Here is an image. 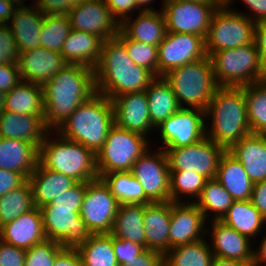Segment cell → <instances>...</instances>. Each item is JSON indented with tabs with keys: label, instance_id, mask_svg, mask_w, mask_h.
Returning <instances> with one entry per match:
<instances>
[{
	"label": "cell",
	"instance_id": "6da1fadb",
	"mask_svg": "<svg viewBox=\"0 0 266 266\" xmlns=\"http://www.w3.org/2000/svg\"><path fill=\"white\" fill-rule=\"evenodd\" d=\"M42 88L44 123L50 131H55L78 106L96 93L94 69L67 64Z\"/></svg>",
	"mask_w": 266,
	"mask_h": 266
},
{
	"label": "cell",
	"instance_id": "7a4b0ae2",
	"mask_svg": "<svg viewBox=\"0 0 266 266\" xmlns=\"http://www.w3.org/2000/svg\"><path fill=\"white\" fill-rule=\"evenodd\" d=\"M94 75L96 92L110 100L126 93L145 91L157 78L152 71L132 61L117 37L103 41Z\"/></svg>",
	"mask_w": 266,
	"mask_h": 266
},
{
	"label": "cell",
	"instance_id": "3957f363",
	"mask_svg": "<svg viewBox=\"0 0 266 266\" xmlns=\"http://www.w3.org/2000/svg\"><path fill=\"white\" fill-rule=\"evenodd\" d=\"M205 112L206 119L211 120L210 126L206 125V137L225 150L252 134L242 87H218Z\"/></svg>",
	"mask_w": 266,
	"mask_h": 266
},
{
	"label": "cell",
	"instance_id": "277c9868",
	"mask_svg": "<svg viewBox=\"0 0 266 266\" xmlns=\"http://www.w3.org/2000/svg\"><path fill=\"white\" fill-rule=\"evenodd\" d=\"M114 124L112 101L96 92L55 131L65 139L82 144L96 155Z\"/></svg>",
	"mask_w": 266,
	"mask_h": 266
},
{
	"label": "cell",
	"instance_id": "5b68a950",
	"mask_svg": "<svg viewBox=\"0 0 266 266\" xmlns=\"http://www.w3.org/2000/svg\"><path fill=\"white\" fill-rule=\"evenodd\" d=\"M51 132L57 136L51 138ZM39 162L46 169L70 176L77 182L99 178L95 154L82 144L63 138L58 132L49 131L45 136L39 149Z\"/></svg>",
	"mask_w": 266,
	"mask_h": 266
},
{
	"label": "cell",
	"instance_id": "8992f818",
	"mask_svg": "<svg viewBox=\"0 0 266 266\" xmlns=\"http://www.w3.org/2000/svg\"><path fill=\"white\" fill-rule=\"evenodd\" d=\"M163 78L172 87L180 108L206 111L218 88L208 56L174 68Z\"/></svg>",
	"mask_w": 266,
	"mask_h": 266
},
{
	"label": "cell",
	"instance_id": "52a82bcc",
	"mask_svg": "<svg viewBox=\"0 0 266 266\" xmlns=\"http://www.w3.org/2000/svg\"><path fill=\"white\" fill-rule=\"evenodd\" d=\"M209 57L218 87H243L266 79L255 42L214 52Z\"/></svg>",
	"mask_w": 266,
	"mask_h": 266
},
{
	"label": "cell",
	"instance_id": "ba28073f",
	"mask_svg": "<svg viewBox=\"0 0 266 266\" xmlns=\"http://www.w3.org/2000/svg\"><path fill=\"white\" fill-rule=\"evenodd\" d=\"M148 139L114 124L102 148L95 155L98 177L112 172L131 171L133 163L150 149Z\"/></svg>",
	"mask_w": 266,
	"mask_h": 266
},
{
	"label": "cell",
	"instance_id": "9c48e42d",
	"mask_svg": "<svg viewBox=\"0 0 266 266\" xmlns=\"http://www.w3.org/2000/svg\"><path fill=\"white\" fill-rule=\"evenodd\" d=\"M255 22L228 6L218 7L210 21L206 53L228 50L254 43Z\"/></svg>",
	"mask_w": 266,
	"mask_h": 266
},
{
	"label": "cell",
	"instance_id": "30bf717a",
	"mask_svg": "<svg viewBox=\"0 0 266 266\" xmlns=\"http://www.w3.org/2000/svg\"><path fill=\"white\" fill-rule=\"evenodd\" d=\"M167 32L190 33L206 39L211 17L218 6L212 1L163 2Z\"/></svg>",
	"mask_w": 266,
	"mask_h": 266
},
{
	"label": "cell",
	"instance_id": "8fae6325",
	"mask_svg": "<svg viewBox=\"0 0 266 266\" xmlns=\"http://www.w3.org/2000/svg\"><path fill=\"white\" fill-rule=\"evenodd\" d=\"M118 207V200L101 178L87 182L79 214L91 234H110Z\"/></svg>",
	"mask_w": 266,
	"mask_h": 266
},
{
	"label": "cell",
	"instance_id": "7c38bea8",
	"mask_svg": "<svg viewBox=\"0 0 266 266\" xmlns=\"http://www.w3.org/2000/svg\"><path fill=\"white\" fill-rule=\"evenodd\" d=\"M206 112L201 109L180 108L158 127L163 145L159 149L194 145L206 137Z\"/></svg>",
	"mask_w": 266,
	"mask_h": 266
},
{
	"label": "cell",
	"instance_id": "4fadbf2b",
	"mask_svg": "<svg viewBox=\"0 0 266 266\" xmlns=\"http://www.w3.org/2000/svg\"><path fill=\"white\" fill-rule=\"evenodd\" d=\"M163 150L170 171H195L207 180L215 178L219 159L225 152L222 146L207 137L194 145Z\"/></svg>",
	"mask_w": 266,
	"mask_h": 266
},
{
	"label": "cell",
	"instance_id": "5bb4252c",
	"mask_svg": "<svg viewBox=\"0 0 266 266\" xmlns=\"http://www.w3.org/2000/svg\"><path fill=\"white\" fill-rule=\"evenodd\" d=\"M130 172L151 202L170 201V169L163 149H149L133 163Z\"/></svg>",
	"mask_w": 266,
	"mask_h": 266
},
{
	"label": "cell",
	"instance_id": "9a60e30c",
	"mask_svg": "<svg viewBox=\"0 0 266 266\" xmlns=\"http://www.w3.org/2000/svg\"><path fill=\"white\" fill-rule=\"evenodd\" d=\"M40 210L46 238L59 243L63 248H77L90 237L91 233L81 218L80 211L52 207L50 204Z\"/></svg>",
	"mask_w": 266,
	"mask_h": 266
},
{
	"label": "cell",
	"instance_id": "2e32d148",
	"mask_svg": "<svg viewBox=\"0 0 266 266\" xmlns=\"http://www.w3.org/2000/svg\"><path fill=\"white\" fill-rule=\"evenodd\" d=\"M207 57L205 38L190 33L167 32L158 45V77L187 63Z\"/></svg>",
	"mask_w": 266,
	"mask_h": 266
},
{
	"label": "cell",
	"instance_id": "e0dca14e",
	"mask_svg": "<svg viewBox=\"0 0 266 266\" xmlns=\"http://www.w3.org/2000/svg\"><path fill=\"white\" fill-rule=\"evenodd\" d=\"M68 16L71 29L95 34L103 41L116 37L120 29L105 0H79Z\"/></svg>",
	"mask_w": 266,
	"mask_h": 266
},
{
	"label": "cell",
	"instance_id": "ac0fdd59",
	"mask_svg": "<svg viewBox=\"0 0 266 266\" xmlns=\"http://www.w3.org/2000/svg\"><path fill=\"white\" fill-rule=\"evenodd\" d=\"M207 220L195 203L171 202L169 250L204 239Z\"/></svg>",
	"mask_w": 266,
	"mask_h": 266
},
{
	"label": "cell",
	"instance_id": "d6986e66",
	"mask_svg": "<svg viewBox=\"0 0 266 266\" xmlns=\"http://www.w3.org/2000/svg\"><path fill=\"white\" fill-rule=\"evenodd\" d=\"M111 101L114 110V121L117 126L146 137L151 134V131H154L155 128L152 126L149 117L145 91L119 95Z\"/></svg>",
	"mask_w": 266,
	"mask_h": 266
},
{
	"label": "cell",
	"instance_id": "ffe728a7",
	"mask_svg": "<svg viewBox=\"0 0 266 266\" xmlns=\"http://www.w3.org/2000/svg\"><path fill=\"white\" fill-rule=\"evenodd\" d=\"M210 224L211 227L208 226L206 231L209 234H206V236L212 237H210L211 241L209 239L208 242H211L209 245L214 256L253 263L254 250L249 238L220 220H210ZM208 228H211V230Z\"/></svg>",
	"mask_w": 266,
	"mask_h": 266
},
{
	"label": "cell",
	"instance_id": "44dd1931",
	"mask_svg": "<svg viewBox=\"0 0 266 266\" xmlns=\"http://www.w3.org/2000/svg\"><path fill=\"white\" fill-rule=\"evenodd\" d=\"M17 64L23 81L39 85L52 79L67 65L59 52L41 46L20 53Z\"/></svg>",
	"mask_w": 266,
	"mask_h": 266
},
{
	"label": "cell",
	"instance_id": "7402d4cb",
	"mask_svg": "<svg viewBox=\"0 0 266 266\" xmlns=\"http://www.w3.org/2000/svg\"><path fill=\"white\" fill-rule=\"evenodd\" d=\"M0 239L22 249H30L46 240L41 210L37 207L21 214L0 228Z\"/></svg>",
	"mask_w": 266,
	"mask_h": 266
},
{
	"label": "cell",
	"instance_id": "603a6c76",
	"mask_svg": "<svg viewBox=\"0 0 266 266\" xmlns=\"http://www.w3.org/2000/svg\"><path fill=\"white\" fill-rule=\"evenodd\" d=\"M50 130L44 116H33L3 111L0 114V137L30 142L38 149Z\"/></svg>",
	"mask_w": 266,
	"mask_h": 266
},
{
	"label": "cell",
	"instance_id": "cb8c5ba5",
	"mask_svg": "<svg viewBox=\"0 0 266 266\" xmlns=\"http://www.w3.org/2000/svg\"><path fill=\"white\" fill-rule=\"evenodd\" d=\"M33 6H26L24 3L18 5L7 23L16 41L19 54L40 46L44 15L35 5Z\"/></svg>",
	"mask_w": 266,
	"mask_h": 266
},
{
	"label": "cell",
	"instance_id": "d4e9b609",
	"mask_svg": "<svg viewBox=\"0 0 266 266\" xmlns=\"http://www.w3.org/2000/svg\"><path fill=\"white\" fill-rule=\"evenodd\" d=\"M244 167L253 183L266 180V137L250 134L227 150Z\"/></svg>",
	"mask_w": 266,
	"mask_h": 266
},
{
	"label": "cell",
	"instance_id": "484cf974",
	"mask_svg": "<svg viewBox=\"0 0 266 266\" xmlns=\"http://www.w3.org/2000/svg\"><path fill=\"white\" fill-rule=\"evenodd\" d=\"M102 43L95 34L71 29L60 54L67 64L95 69L101 58Z\"/></svg>",
	"mask_w": 266,
	"mask_h": 266
},
{
	"label": "cell",
	"instance_id": "4316f807",
	"mask_svg": "<svg viewBox=\"0 0 266 266\" xmlns=\"http://www.w3.org/2000/svg\"><path fill=\"white\" fill-rule=\"evenodd\" d=\"M171 201L144 205L146 249L162 253L169 250Z\"/></svg>",
	"mask_w": 266,
	"mask_h": 266
},
{
	"label": "cell",
	"instance_id": "83f0119b",
	"mask_svg": "<svg viewBox=\"0 0 266 266\" xmlns=\"http://www.w3.org/2000/svg\"><path fill=\"white\" fill-rule=\"evenodd\" d=\"M39 163V149L30 142L0 137V169L23 174L27 179Z\"/></svg>",
	"mask_w": 266,
	"mask_h": 266
},
{
	"label": "cell",
	"instance_id": "f1b7e54d",
	"mask_svg": "<svg viewBox=\"0 0 266 266\" xmlns=\"http://www.w3.org/2000/svg\"><path fill=\"white\" fill-rule=\"evenodd\" d=\"M28 181L32 188L34 205L39 209L77 183L70 176L46 169L40 162Z\"/></svg>",
	"mask_w": 266,
	"mask_h": 266
},
{
	"label": "cell",
	"instance_id": "f546056e",
	"mask_svg": "<svg viewBox=\"0 0 266 266\" xmlns=\"http://www.w3.org/2000/svg\"><path fill=\"white\" fill-rule=\"evenodd\" d=\"M127 18L120 29L131 39L158 46L167 33L162 10L142 11L136 18Z\"/></svg>",
	"mask_w": 266,
	"mask_h": 266
},
{
	"label": "cell",
	"instance_id": "4dcf8cb0",
	"mask_svg": "<svg viewBox=\"0 0 266 266\" xmlns=\"http://www.w3.org/2000/svg\"><path fill=\"white\" fill-rule=\"evenodd\" d=\"M215 178L235 201L250 200L254 183L243 165L227 150L221 155Z\"/></svg>",
	"mask_w": 266,
	"mask_h": 266
},
{
	"label": "cell",
	"instance_id": "1f68e13d",
	"mask_svg": "<svg viewBox=\"0 0 266 266\" xmlns=\"http://www.w3.org/2000/svg\"><path fill=\"white\" fill-rule=\"evenodd\" d=\"M144 205L119 204L110 234L122 240L132 241L146 249Z\"/></svg>",
	"mask_w": 266,
	"mask_h": 266
},
{
	"label": "cell",
	"instance_id": "d6a6232c",
	"mask_svg": "<svg viewBox=\"0 0 266 266\" xmlns=\"http://www.w3.org/2000/svg\"><path fill=\"white\" fill-rule=\"evenodd\" d=\"M4 111L44 116L42 85L22 80L5 94Z\"/></svg>",
	"mask_w": 266,
	"mask_h": 266
},
{
	"label": "cell",
	"instance_id": "836d02e7",
	"mask_svg": "<svg viewBox=\"0 0 266 266\" xmlns=\"http://www.w3.org/2000/svg\"><path fill=\"white\" fill-rule=\"evenodd\" d=\"M220 221L254 241L255 236L259 233L262 235L261 231L266 224V219L250 200L234 201Z\"/></svg>",
	"mask_w": 266,
	"mask_h": 266
},
{
	"label": "cell",
	"instance_id": "e575fe53",
	"mask_svg": "<svg viewBox=\"0 0 266 266\" xmlns=\"http://www.w3.org/2000/svg\"><path fill=\"white\" fill-rule=\"evenodd\" d=\"M145 92L149 117L154 128L180 109L172 87L163 77H157Z\"/></svg>",
	"mask_w": 266,
	"mask_h": 266
},
{
	"label": "cell",
	"instance_id": "d590c367",
	"mask_svg": "<svg viewBox=\"0 0 266 266\" xmlns=\"http://www.w3.org/2000/svg\"><path fill=\"white\" fill-rule=\"evenodd\" d=\"M204 238L171 248L163 255L164 266H212L214 254Z\"/></svg>",
	"mask_w": 266,
	"mask_h": 266
},
{
	"label": "cell",
	"instance_id": "8d00e7d4",
	"mask_svg": "<svg viewBox=\"0 0 266 266\" xmlns=\"http://www.w3.org/2000/svg\"><path fill=\"white\" fill-rule=\"evenodd\" d=\"M119 204H149L143 187L130 171L112 172L101 177Z\"/></svg>",
	"mask_w": 266,
	"mask_h": 266
},
{
	"label": "cell",
	"instance_id": "74e56055",
	"mask_svg": "<svg viewBox=\"0 0 266 266\" xmlns=\"http://www.w3.org/2000/svg\"><path fill=\"white\" fill-rule=\"evenodd\" d=\"M82 266H119L111 234H91L77 248Z\"/></svg>",
	"mask_w": 266,
	"mask_h": 266
},
{
	"label": "cell",
	"instance_id": "f35d334b",
	"mask_svg": "<svg viewBox=\"0 0 266 266\" xmlns=\"http://www.w3.org/2000/svg\"><path fill=\"white\" fill-rule=\"evenodd\" d=\"M234 201L222 184L216 178H212L205 182L195 204L204 213L206 219L212 216L210 218L212 221L221 220Z\"/></svg>",
	"mask_w": 266,
	"mask_h": 266
},
{
	"label": "cell",
	"instance_id": "ab89813d",
	"mask_svg": "<svg viewBox=\"0 0 266 266\" xmlns=\"http://www.w3.org/2000/svg\"><path fill=\"white\" fill-rule=\"evenodd\" d=\"M247 120L253 134L266 133V79L243 86Z\"/></svg>",
	"mask_w": 266,
	"mask_h": 266
},
{
	"label": "cell",
	"instance_id": "60d3db41",
	"mask_svg": "<svg viewBox=\"0 0 266 266\" xmlns=\"http://www.w3.org/2000/svg\"><path fill=\"white\" fill-rule=\"evenodd\" d=\"M35 208L29 181L0 197V228Z\"/></svg>",
	"mask_w": 266,
	"mask_h": 266
},
{
	"label": "cell",
	"instance_id": "b9f144b4",
	"mask_svg": "<svg viewBox=\"0 0 266 266\" xmlns=\"http://www.w3.org/2000/svg\"><path fill=\"white\" fill-rule=\"evenodd\" d=\"M207 179L195 171H170V201L175 203H195ZM194 198L191 201L183 198ZM183 200V201H182ZM194 201V202H193Z\"/></svg>",
	"mask_w": 266,
	"mask_h": 266
},
{
	"label": "cell",
	"instance_id": "7bdbcfd3",
	"mask_svg": "<svg viewBox=\"0 0 266 266\" xmlns=\"http://www.w3.org/2000/svg\"><path fill=\"white\" fill-rule=\"evenodd\" d=\"M70 30L71 23L68 15H44L40 46L61 53Z\"/></svg>",
	"mask_w": 266,
	"mask_h": 266
},
{
	"label": "cell",
	"instance_id": "ee69618b",
	"mask_svg": "<svg viewBox=\"0 0 266 266\" xmlns=\"http://www.w3.org/2000/svg\"><path fill=\"white\" fill-rule=\"evenodd\" d=\"M124 45L132 61L152 71L158 77V46L135 41L121 29L116 36Z\"/></svg>",
	"mask_w": 266,
	"mask_h": 266
},
{
	"label": "cell",
	"instance_id": "f6af8a7d",
	"mask_svg": "<svg viewBox=\"0 0 266 266\" xmlns=\"http://www.w3.org/2000/svg\"><path fill=\"white\" fill-rule=\"evenodd\" d=\"M62 249L59 243L46 239L26 250L24 266H53L56 255Z\"/></svg>",
	"mask_w": 266,
	"mask_h": 266
},
{
	"label": "cell",
	"instance_id": "bcb514c9",
	"mask_svg": "<svg viewBox=\"0 0 266 266\" xmlns=\"http://www.w3.org/2000/svg\"><path fill=\"white\" fill-rule=\"evenodd\" d=\"M86 188L87 182H77L74 186L58 195L50 205L52 207L73 208V211H80Z\"/></svg>",
	"mask_w": 266,
	"mask_h": 266
},
{
	"label": "cell",
	"instance_id": "7dc6e473",
	"mask_svg": "<svg viewBox=\"0 0 266 266\" xmlns=\"http://www.w3.org/2000/svg\"><path fill=\"white\" fill-rule=\"evenodd\" d=\"M19 51L9 25L0 24V64L17 63Z\"/></svg>",
	"mask_w": 266,
	"mask_h": 266
},
{
	"label": "cell",
	"instance_id": "c3c4849f",
	"mask_svg": "<svg viewBox=\"0 0 266 266\" xmlns=\"http://www.w3.org/2000/svg\"><path fill=\"white\" fill-rule=\"evenodd\" d=\"M112 246L118 265H127L134 257L142 253L145 248L132 241L117 239L112 236Z\"/></svg>",
	"mask_w": 266,
	"mask_h": 266
},
{
	"label": "cell",
	"instance_id": "681fc988",
	"mask_svg": "<svg viewBox=\"0 0 266 266\" xmlns=\"http://www.w3.org/2000/svg\"><path fill=\"white\" fill-rule=\"evenodd\" d=\"M77 0H35L33 4L43 15H68Z\"/></svg>",
	"mask_w": 266,
	"mask_h": 266
},
{
	"label": "cell",
	"instance_id": "f907efd6",
	"mask_svg": "<svg viewBox=\"0 0 266 266\" xmlns=\"http://www.w3.org/2000/svg\"><path fill=\"white\" fill-rule=\"evenodd\" d=\"M26 250L0 239V266H24Z\"/></svg>",
	"mask_w": 266,
	"mask_h": 266
},
{
	"label": "cell",
	"instance_id": "816d5d0a",
	"mask_svg": "<svg viewBox=\"0 0 266 266\" xmlns=\"http://www.w3.org/2000/svg\"><path fill=\"white\" fill-rule=\"evenodd\" d=\"M112 17L121 25L135 11L142 12L135 0H105ZM137 9V10H136ZM131 13V14H130Z\"/></svg>",
	"mask_w": 266,
	"mask_h": 266
},
{
	"label": "cell",
	"instance_id": "f5cc1de1",
	"mask_svg": "<svg viewBox=\"0 0 266 266\" xmlns=\"http://www.w3.org/2000/svg\"><path fill=\"white\" fill-rule=\"evenodd\" d=\"M21 81L17 63L0 64V91L6 94Z\"/></svg>",
	"mask_w": 266,
	"mask_h": 266
},
{
	"label": "cell",
	"instance_id": "db71d44e",
	"mask_svg": "<svg viewBox=\"0 0 266 266\" xmlns=\"http://www.w3.org/2000/svg\"><path fill=\"white\" fill-rule=\"evenodd\" d=\"M27 180L21 173L0 169V197L23 185Z\"/></svg>",
	"mask_w": 266,
	"mask_h": 266
},
{
	"label": "cell",
	"instance_id": "11a10c76",
	"mask_svg": "<svg viewBox=\"0 0 266 266\" xmlns=\"http://www.w3.org/2000/svg\"><path fill=\"white\" fill-rule=\"evenodd\" d=\"M119 266H164L163 254L155 250L145 249L127 265Z\"/></svg>",
	"mask_w": 266,
	"mask_h": 266
},
{
	"label": "cell",
	"instance_id": "9f6ffc18",
	"mask_svg": "<svg viewBox=\"0 0 266 266\" xmlns=\"http://www.w3.org/2000/svg\"><path fill=\"white\" fill-rule=\"evenodd\" d=\"M254 42L257 46L261 66L266 74V20L255 23Z\"/></svg>",
	"mask_w": 266,
	"mask_h": 266
},
{
	"label": "cell",
	"instance_id": "6f0895ef",
	"mask_svg": "<svg viewBox=\"0 0 266 266\" xmlns=\"http://www.w3.org/2000/svg\"><path fill=\"white\" fill-rule=\"evenodd\" d=\"M236 0H233L235 2ZM245 7L248 8L250 14L243 12L242 14L246 15L249 19L255 23L266 20V0H241Z\"/></svg>",
	"mask_w": 266,
	"mask_h": 266
},
{
	"label": "cell",
	"instance_id": "680465c9",
	"mask_svg": "<svg viewBox=\"0 0 266 266\" xmlns=\"http://www.w3.org/2000/svg\"><path fill=\"white\" fill-rule=\"evenodd\" d=\"M250 201L266 219V180L254 183Z\"/></svg>",
	"mask_w": 266,
	"mask_h": 266
},
{
	"label": "cell",
	"instance_id": "91938a15",
	"mask_svg": "<svg viewBox=\"0 0 266 266\" xmlns=\"http://www.w3.org/2000/svg\"><path fill=\"white\" fill-rule=\"evenodd\" d=\"M53 266H82V261L76 248H63L56 255Z\"/></svg>",
	"mask_w": 266,
	"mask_h": 266
},
{
	"label": "cell",
	"instance_id": "94428289",
	"mask_svg": "<svg viewBox=\"0 0 266 266\" xmlns=\"http://www.w3.org/2000/svg\"><path fill=\"white\" fill-rule=\"evenodd\" d=\"M18 4L11 0H0V24H7Z\"/></svg>",
	"mask_w": 266,
	"mask_h": 266
},
{
	"label": "cell",
	"instance_id": "6125c7cd",
	"mask_svg": "<svg viewBox=\"0 0 266 266\" xmlns=\"http://www.w3.org/2000/svg\"><path fill=\"white\" fill-rule=\"evenodd\" d=\"M264 264L266 265V236H262V240L259 244V247L254 248V259L252 265L265 266Z\"/></svg>",
	"mask_w": 266,
	"mask_h": 266
},
{
	"label": "cell",
	"instance_id": "be15d7a7",
	"mask_svg": "<svg viewBox=\"0 0 266 266\" xmlns=\"http://www.w3.org/2000/svg\"><path fill=\"white\" fill-rule=\"evenodd\" d=\"M253 263H245L239 260L220 258L215 256L212 266H252Z\"/></svg>",
	"mask_w": 266,
	"mask_h": 266
},
{
	"label": "cell",
	"instance_id": "e7e4bbea",
	"mask_svg": "<svg viewBox=\"0 0 266 266\" xmlns=\"http://www.w3.org/2000/svg\"><path fill=\"white\" fill-rule=\"evenodd\" d=\"M135 1H136L138 8L143 12L144 11H156L154 8L149 6V5H151V3L154 2V0H135ZM147 6H148V8H147Z\"/></svg>",
	"mask_w": 266,
	"mask_h": 266
},
{
	"label": "cell",
	"instance_id": "03108f58",
	"mask_svg": "<svg viewBox=\"0 0 266 266\" xmlns=\"http://www.w3.org/2000/svg\"><path fill=\"white\" fill-rule=\"evenodd\" d=\"M214 2L218 7H222V6H228L231 7L233 6L232 1L233 0H209Z\"/></svg>",
	"mask_w": 266,
	"mask_h": 266
},
{
	"label": "cell",
	"instance_id": "003e7915",
	"mask_svg": "<svg viewBox=\"0 0 266 266\" xmlns=\"http://www.w3.org/2000/svg\"><path fill=\"white\" fill-rule=\"evenodd\" d=\"M5 94L0 91V114L4 111Z\"/></svg>",
	"mask_w": 266,
	"mask_h": 266
},
{
	"label": "cell",
	"instance_id": "a7ac6f4b",
	"mask_svg": "<svg viewBox=\"0 0 266 266\" xmlns=\"http://www.w3.org/2000/svg\"><path fill=\"white\" fill-rule=\"evenodd\" d=\"M171 1H209V0H163V2H171Z\"/></svg>",
	"mask_w": 266,
	"mask_h": 266
},
{
	"label": "cell",
	"instance_id": "89a4df30",
	"mask_svg": "<svg viewBox=\"0 0 266 266\" xmlns=\"http://www.w3.org/2000/svg\"><path fill=\"white\" fill-rule=\"evenodd\" d=\"M11 1H15L18 5L23 4L25 2V0H11Z\"/></svg>",
	"mask_w": 266,
	"mask_h": 266
}]
</instances>
